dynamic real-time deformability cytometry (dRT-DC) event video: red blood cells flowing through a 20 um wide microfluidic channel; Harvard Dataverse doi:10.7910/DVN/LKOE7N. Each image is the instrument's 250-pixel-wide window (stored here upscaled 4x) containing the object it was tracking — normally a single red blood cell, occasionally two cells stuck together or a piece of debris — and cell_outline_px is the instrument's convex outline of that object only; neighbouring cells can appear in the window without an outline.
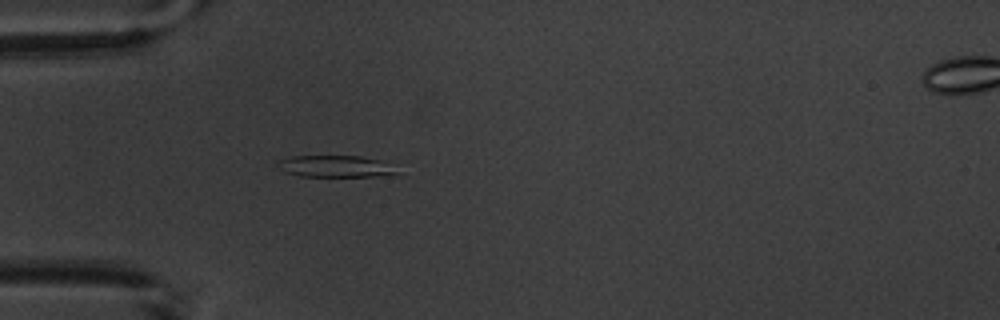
{"species": "common noctule bat (a hibernating species)", "species_latin": "Nyctalus noctula", "temperature_condition": "warm", "stored_images_in_passage": 6, "camera_frame_rate_fps": 3000, "um_per_image_px": 0.085, "animal": {"sex": "male", "body_mass_g": 20.1, "forearm_length_mm": 53.5}, "frame": {"image": 1, "passage_image": 5, "time_ms": 4.333, "image_size_px": [1000, 320], "cell_outline_px": [[396, 176], [300, 176], [284, 172], [280, 160], [292, 156], [360, 156], [380, 160], [396, 172]], "centroid_in_image_um": [28.54, 14.14], "position_along_channel_um": 56.5, "area_um2": 14.62}}